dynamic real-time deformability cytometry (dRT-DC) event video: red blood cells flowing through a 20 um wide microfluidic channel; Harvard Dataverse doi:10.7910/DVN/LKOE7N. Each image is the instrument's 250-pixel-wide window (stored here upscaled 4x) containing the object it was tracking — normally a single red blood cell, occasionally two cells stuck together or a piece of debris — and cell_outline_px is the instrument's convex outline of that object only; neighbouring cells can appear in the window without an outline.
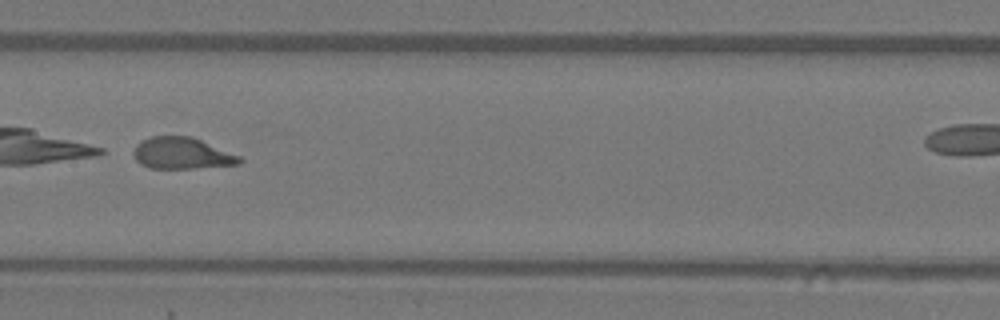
{"species": "Egyptian fruit bat (a non-hibernating species)", "species_latin": "Rousettus aegyptiacus", "temperature_condition": "warm", "stored_images_in_passage": 42, "camera_frame_rate_fps": 3000, "um_per_image_px": 0.085, "animal": {"sex": "female"}, "frame": {"image": 1, "passage_image": 24, "time_ms": 7.667, "image_size_px": [1000, 320], "cell_outline_px": [[244, 160], [240, 164], [192, 168], [148, 168], [140, 164], [136, 160], [132, 152], [136, 144], [140, 140], [152, 136], [192, 136], [240, 156]], "centroid_in_image_um": [15.43, 13.02], "position_along_channel_um": 192.0, "area_um2": 19.59}}
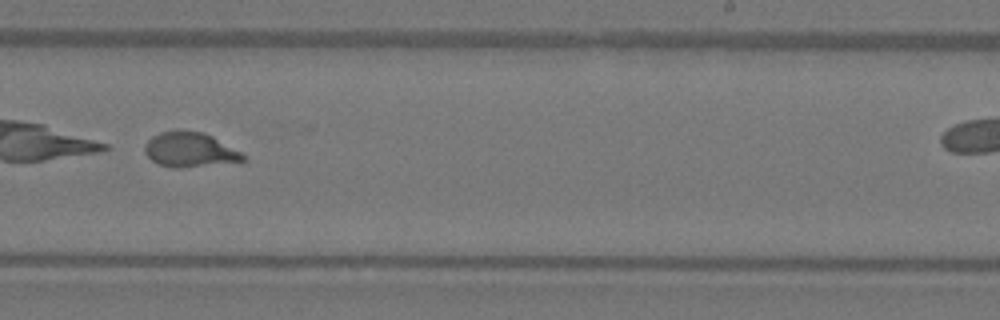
{"frame": {"image": 2, "passage_image": 30, "time_ms": 9.667, "image_size_px": [1000, 320], "cell_outline_px": [[248, 160], [180, 168], [172, 168], [160, 164], [152, 160], [144, 152], [144, 144], [152, 136], [160, 132], [204, 132], [212, 136], [248, 156]], "centroid_in_image_um": [16.15, 12.75], "position_along_channel_um": 272.9, "area_um2": 19.54}, "authors_computed_cell_mechanics": {"area_um2": 21.7617, "velocity_mm_per_s": 4.0677, "shape_relaxation_time_tau1_ms": 0.6564, "shape_relaxation_time_tau2_ms": 0.6975, "deformation_change_tau1": 0.323, "deformation_change_tau2": 0.0681}}